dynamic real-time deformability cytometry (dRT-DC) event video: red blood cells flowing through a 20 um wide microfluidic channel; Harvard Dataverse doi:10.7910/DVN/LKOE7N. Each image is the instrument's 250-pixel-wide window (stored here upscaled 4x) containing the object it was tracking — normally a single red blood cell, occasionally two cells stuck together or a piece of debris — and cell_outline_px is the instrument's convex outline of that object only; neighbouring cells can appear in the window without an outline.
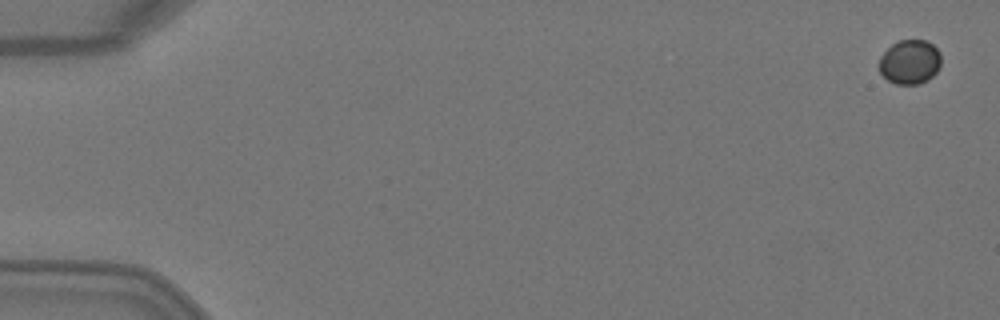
{"species": "Egyptian fruit bat (a non-hibernating species)", "species_latin": "Rousettus aegyptiacus", "temperature_condition": "warm", "stored_images_in_passage": 4, "camera_frame_rate_fps": 3000, "um_per_image_px": 0.085, "animal": {"sex": "female"}, "frame": {"image": 1, "passage_image": 1, "time_ms": 0.0, "image_size_px": [1000, 320], "cell_outline_px": [[940, 64], [936, 72], [928, 80], [920, 84], [896, 84], [888, 80], [880, 72], [880, 56], [896, 40], [928, 40], [940, 52]], "centroid_in_image_um": [77.34, 5.26], "position_along_channel_um": 7.7, "area_um2": 16.01}}
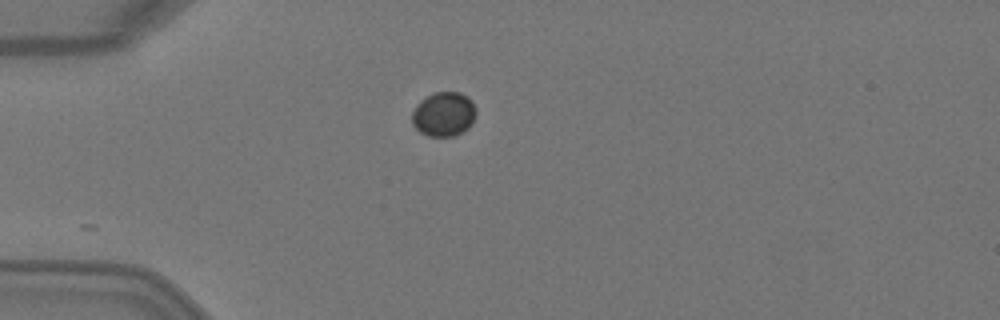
{"frame": {"image": 2, "passage_image": 4, "time_ms": 1.0, "image_size_px": [1000, 320], "cell_outline_px": [[476, 116], [472, 124], [468, 128], [452, 136], [428, 136], [420, 132], [412, 124], [412, 112], [416, 104], [420, 100], [436, 92], [460, 92], [468, 96], [472, 100], [476, 108]], "centroid_in_image_um": [37.73, 9.69], "position_along_channel_um": 47.3, "area_um2": 16.7}}